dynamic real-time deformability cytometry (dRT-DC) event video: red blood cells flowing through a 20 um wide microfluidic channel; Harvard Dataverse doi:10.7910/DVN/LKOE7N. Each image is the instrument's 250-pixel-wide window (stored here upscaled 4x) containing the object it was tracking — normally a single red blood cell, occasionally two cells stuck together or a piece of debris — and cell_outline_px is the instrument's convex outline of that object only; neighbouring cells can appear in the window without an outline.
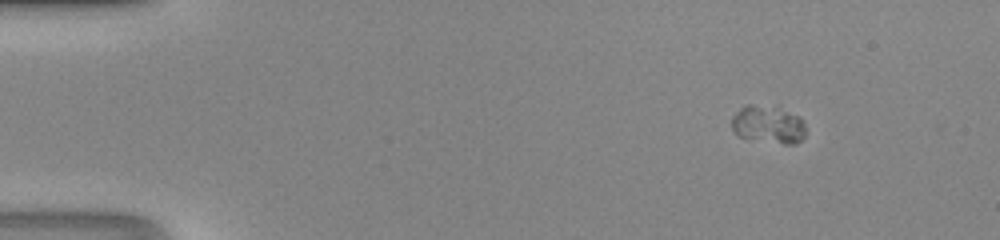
{"species": "human", "species_latin": "Homo sapiens", "temperature_condition": "room temperature", "stored_images_in_passage": 50, "camera_frame_rate_fps": 3000, "um_per_image_px": 0.085, "donor": {"sex": "male"}, "frame": {"image": 1, "passage_image": 8, "time_ms": 2.333, "image_size_px": [1000, 240], "cell_outline_px": [[804, 136], [800, 140], [792, 144], [784, 144], [740, 136], [732, 128], [732, 116], [744, 104], [752, 104], [776, 108], [800, 116], [804, 124]], "centroid_in_image_um": [65.28, 10.57], "position_along_channel_um": 19.7, "area_um2": 15.84}}
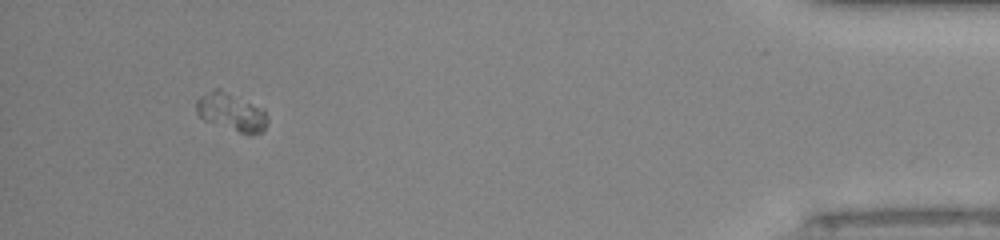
{"frame": {"image": 2, "passage_image": 47, "time_ms": 15.333, "image_size_px": [1000, 240], "cell_outline_px": [[268, 124], [260, 132], [252, 136], [248, 136], [204, 120], [196, 112], [196, 100], [200, 96], [216, 88], [220, 88], [264, 108], [268, 120]], "centroid_in_image_um": [19.69, 9.54], "position_along_channel_um": 415.5, "area_um2": 16.01}}